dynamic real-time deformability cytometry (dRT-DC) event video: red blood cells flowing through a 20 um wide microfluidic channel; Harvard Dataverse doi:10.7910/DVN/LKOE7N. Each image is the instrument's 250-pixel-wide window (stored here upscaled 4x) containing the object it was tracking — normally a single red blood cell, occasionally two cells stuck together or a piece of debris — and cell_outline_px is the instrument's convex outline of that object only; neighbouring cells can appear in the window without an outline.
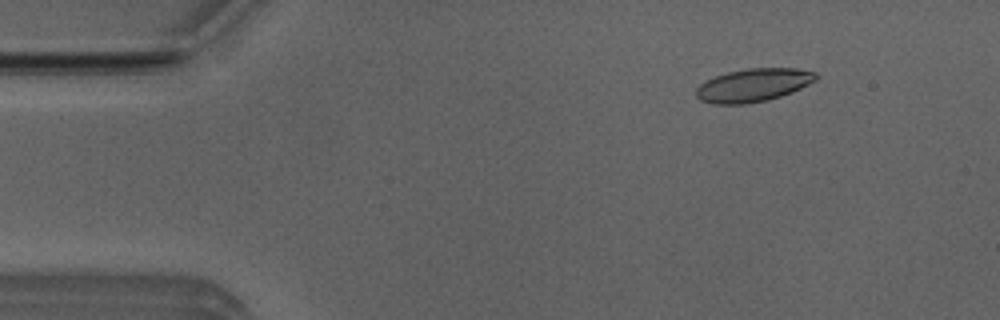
{"species": "Egyptian fruit bat (a non-hibernating species)", "species_latin": "Rousettus aegyptiacus", "temperature_condition": "room temperature", "stored_images_in_passage": 4, "camera_frame_rate_fps": 3000, "um_per_image_px": 0.085, "animal": {"sex": "male"}, "frame": {"image": 1, "passage_image": 2, "time_ms": 0.333, "image_size_px": [1000, 320], "cell_outline_px": [[816, 80], [792, 92], [768, 100], [744, 104], [712, 104], [700, 100], [696, 96], [696, 88], [700, 84], [716, 76], [728, 72], [748, 68], [796, 68], [816, 72]], "centroid_in_image_um": [64.02, 7.24], "position_along_channel_um": 21.0, "area_um2": 23.0}}